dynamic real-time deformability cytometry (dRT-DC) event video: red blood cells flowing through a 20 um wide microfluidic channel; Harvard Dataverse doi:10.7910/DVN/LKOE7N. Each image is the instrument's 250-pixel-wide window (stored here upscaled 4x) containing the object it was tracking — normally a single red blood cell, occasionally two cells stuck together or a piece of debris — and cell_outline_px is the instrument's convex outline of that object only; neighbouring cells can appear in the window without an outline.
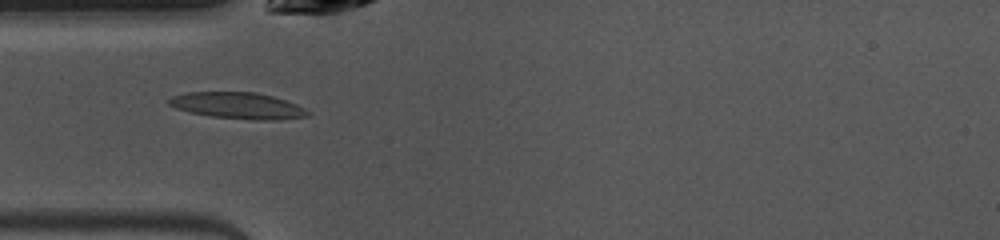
{"species": "common noctule bat (a hibernating species)", "species_latin": "Nyctalus noctula", "temperature_condition": "warm", "stored_images_in_passage": 35, "camera_frame_rate_fps": 3000, "um_per_image_px": 0.085, "animal": {"sex": "female", "body_mass_g": 10.0, "forearm_length_mm": 53.1}, "frame": {"image": 1, "passage_image": 4, "time_ms": 1.0, "image_size_px": [1000, 240], "cell_outline_px": [[312, 112], [308, 116], [276, 120], [252, 120], [212, 116], [188, 112], [176, 108], [168, 104], [168, 100], [172, 96], [188, 92], [256, 92], [272, 96], [296, 104]], "centroid_in_image_um": [20.22, 8.98], "position_along_channel_um": 64.8, "area_um2": 21.33}}
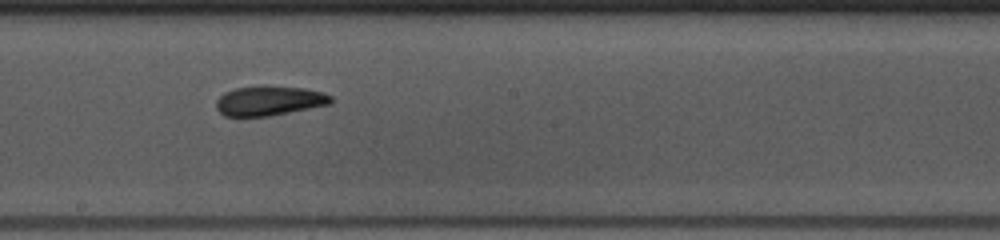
{"frame": {"image": 2, "passage_image": 16, "time_ms": 5.0, "image_size_px": [1000, 240], "cell_outline_px": [[332, 104], [268, 116], [224, 116], [216, 108], [216, 100], [224, 92], [236, 88], [264, 84], [304, 88], [324, 92], [332, 96]], "centroid_in_image_um": [22.9, 8.54], "position_along_channel_um": 225.3, "area_um2": 20.17}}
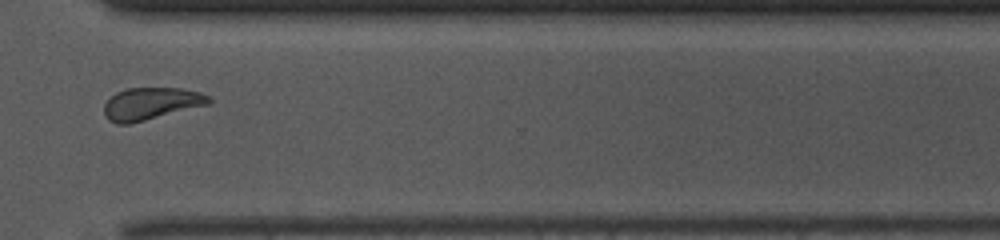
{"frame": {"image": 3, "passage_image": 26, "time_ms": 8.333, "image_size_px": [1000, 240], "cell_outline_px": [[212, 104], [128, 124], [116, 124], [108, 120], [104, 116], [104, 104], [116, 92], [128, 88], [180, 88], [200, 92], [208, 96], [212, 100]], "centroid_in_image_um": [12.85, 8.81], "position_along_channel_um": 357.8, "area_um2": 19.77}, "authors_computed_cell_mechanics": {"area_um2": 20.1144, "velocity_mm_per_s": 3.9862, "shape_relaxation_time_tau1_ms": 5.2759, "shape_relaxation_time_tau2_ms": 3.7852, "deformation_change_tau1": 0.167, "deformation_change_tau2": 0.1144}}